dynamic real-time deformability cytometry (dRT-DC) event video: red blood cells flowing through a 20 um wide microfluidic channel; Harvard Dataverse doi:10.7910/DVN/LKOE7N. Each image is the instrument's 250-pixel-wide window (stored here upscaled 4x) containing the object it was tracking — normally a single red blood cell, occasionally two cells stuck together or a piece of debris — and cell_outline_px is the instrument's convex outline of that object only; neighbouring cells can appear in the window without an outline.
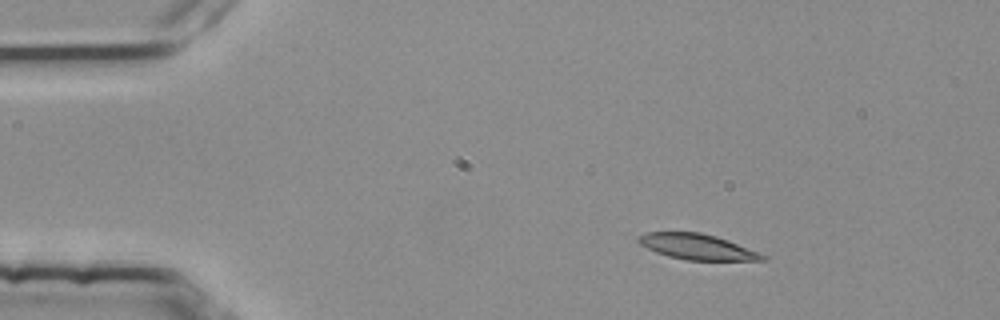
{"species": "common noctule bat (a hibernating species)", "species_latin": "Nyctalus noctula", "temperature_condition": "room temperature", "stored_images_in_passage": 4, "camera_frame_rate_fps": 3000, "um_per_image_px": 0.085, "animal": {"sex": "female", "body_mass_g": 25.1}, "frame": {"image": 1, "passage_image": 2, "time_ms": 0.333, "image_size_px": [1000, 320], "cell_outline_px": [[768, 260], [688, 260], [668, 256], [656, 252], [640, 244], [636, 240], [640, 236], [648, 232], [700, 232], [716, 236], [728, 240], [768, 256]], "centroid_in_image_um": [59.28, 20.97], "position_along_channel_um": 25.7, "area_um2": 18.32}}